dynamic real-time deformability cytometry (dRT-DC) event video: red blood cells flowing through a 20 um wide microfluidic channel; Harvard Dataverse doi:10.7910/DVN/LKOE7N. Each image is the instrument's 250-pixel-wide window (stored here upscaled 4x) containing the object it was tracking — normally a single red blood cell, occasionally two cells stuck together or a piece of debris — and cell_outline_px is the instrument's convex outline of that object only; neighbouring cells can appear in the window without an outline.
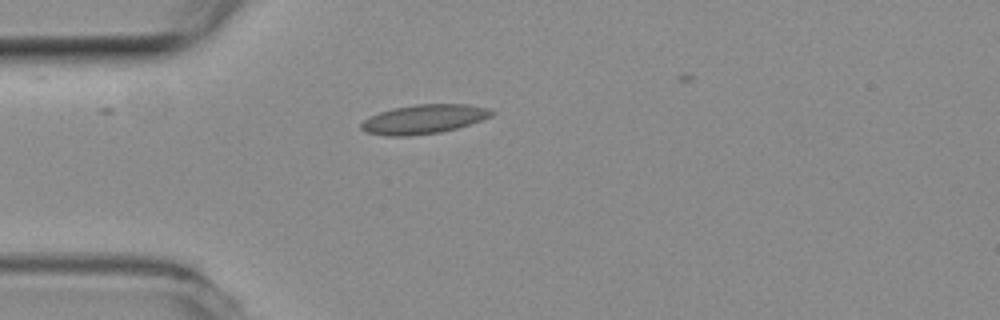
{"species": "common noctule bat (a hibernating species)", "species_latin": "Nyctalus noctula", "temperature_condition": "room temperature", "stored_images_in_passage": 1, "camera_frame_rate_fps": 3000, "um_per_image_px": 0.085, "animal": {"sex": "female", "body_mass_g": 19.3, "forearm_length_mm": 54.1}, "frame": {"image": 1, "passage_image": 1, "time_ms": 0.0, "image_size_px": [1000, 320], "cell_outline_px": [[496, 112], [492, 116], [456, 128], [440, 132], [408, 136], [388, 136], [368, 132], [360, 128], [360, 124], [364, 120], [380, 112], [392, 108], [416, 104], [468, 104], [488, 108]], "centroid_in_image_um": [36.04, 10.12], "position_along_channel_um": 49.0, "area_um2": 21.96}}